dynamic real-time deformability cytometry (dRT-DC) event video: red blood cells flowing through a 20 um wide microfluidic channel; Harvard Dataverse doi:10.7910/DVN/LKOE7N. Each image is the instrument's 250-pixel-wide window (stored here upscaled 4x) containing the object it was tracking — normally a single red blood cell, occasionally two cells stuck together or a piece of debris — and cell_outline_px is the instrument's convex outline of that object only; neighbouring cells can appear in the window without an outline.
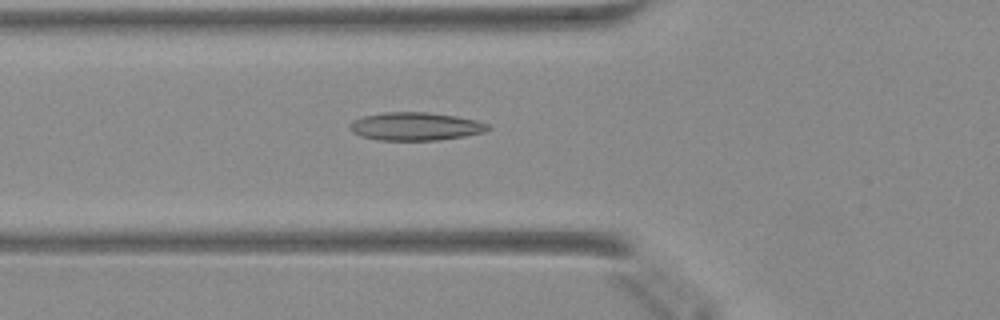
{"species": "Egyptian fruit bat (a non-hibernating species)", "species_latin": "Rousettus aegyptiacus", "temperature_condition": "warm", "stored_images_in_passage": 16, "camera_frame_rate_fps": 3000, "um_per_image_px": 0.085, "animal": {"sex": "female"}, "frame": {"image": 1, "passage_image": 3, "time_ms": 0.667, "image_size_px": [1000, 320], "cell_outline_px": [[492, 128], [484, 132], [464, 136], [436, 140], [376, 140], [360, 136], [352, 132], [348, 128], [348, 124], [364, 116], [380, 112], [428, 112], [456, 116], [476, 120], [488, 124]], "centroid_in_image_um": [35.3, 10.74], "position_along_channel_um": 90.5, "area_um2": 22.72}}
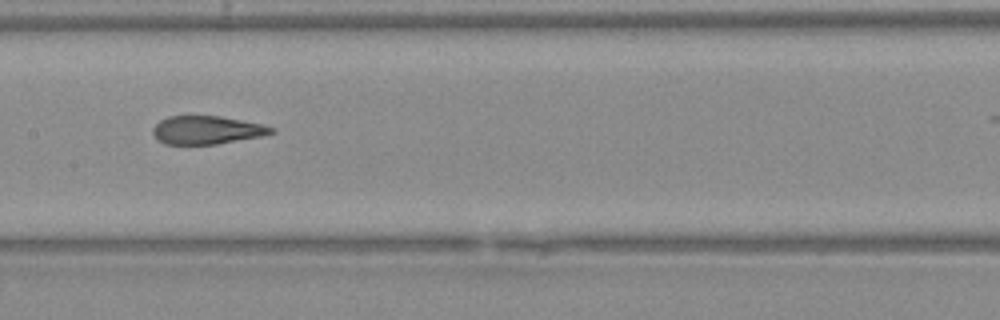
{"frame": {"image": 2, "passage_image": 10, "time_ms": 3.0, "image_size_px": [1000, 320], "cell_outline_px": [[276, 132], [260, 136], [216, 144], [164, 144], [156, 140], [152, 132], [152, 128], [160, 120], [168, 116], [220, 116], [260, 124], [276, 128]], "centroid_in_image_um": [17.53, 11.05], "position_along_channel_um": 189.9, "area_um2": 19.42}}
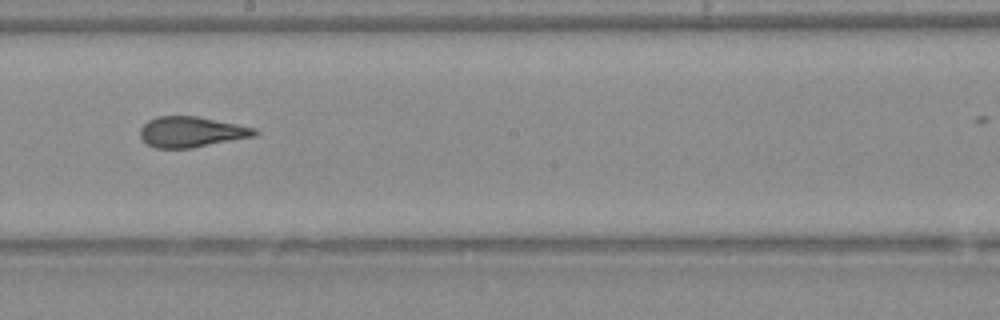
{"frame": {"image": 3, "passage_image": 13, "time_ms": 4.0, "image_size_px": [1000, 320], "cell_outline_px": [[260, 132], [256, 136], [192, 148], [156, 148], [148, 144], [140, 136], [140, 128], [148, 120], [156, 116], [196, 116], [256, 128]], "centroid_in_image_um": [16.28, 11.21], "position_along_channel_um": 231.9, "area_um2": 20.4}}